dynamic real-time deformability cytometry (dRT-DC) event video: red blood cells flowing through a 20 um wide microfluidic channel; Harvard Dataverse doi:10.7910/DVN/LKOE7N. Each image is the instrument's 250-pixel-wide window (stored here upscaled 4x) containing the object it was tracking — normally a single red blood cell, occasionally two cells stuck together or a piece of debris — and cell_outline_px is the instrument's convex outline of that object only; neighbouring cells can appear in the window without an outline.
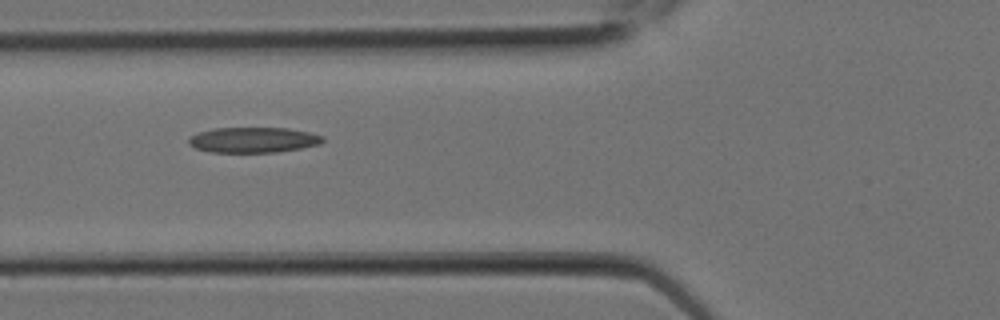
{"species": "Egyptian fruit bat (a non-hibernating species)", "species_latin": "Rousettus aegyptiacus", "temperature_condition": "room temperature", "stored_images_in_passage": 8, "camera_frame_rate_fps": 3000, "um_per_image_px": 0.085, "animal": {"sex": "female"}, "frame": {"image": 1, "passage_image": 7, "time_ms": 2.0, "image_size_px": [1000, 320], "cell_outline_px": [[324, 140], [320, 144], [300, 148], [276, 152], [212, 152], [196, 148], [188, 144], [188, 136], [212, 128], [288, 128], [308, 132], [324, 136]], "centroid_in_image_um": [21.51, 11.89], "position_along_channel_um": 104.3, "area_um2": 19.83}}
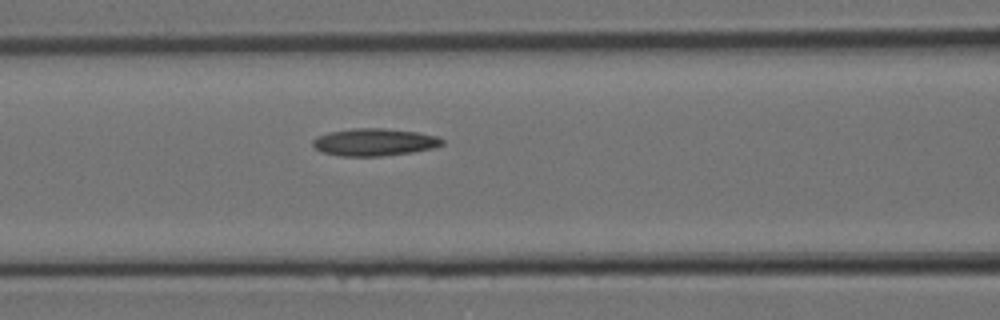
{"frame": {"image": 2, "passage_image": 8, "time_ms": 2.333, "image_size_px": [1000, 320], "cell_outline_px": [[444, 144], [432, 148], [412, 152], [380, 156], [340, 156], [320, 152], [312, 144], [312, 140], [316, 136], [328, 132], [352, 128], [384, 128], [416, 132], [436, 136], [444, 140]], "centroid_in_image_um": [31.77, 12.08], "position_along_channel_um": 134.8, "area_um2": 20.69}}